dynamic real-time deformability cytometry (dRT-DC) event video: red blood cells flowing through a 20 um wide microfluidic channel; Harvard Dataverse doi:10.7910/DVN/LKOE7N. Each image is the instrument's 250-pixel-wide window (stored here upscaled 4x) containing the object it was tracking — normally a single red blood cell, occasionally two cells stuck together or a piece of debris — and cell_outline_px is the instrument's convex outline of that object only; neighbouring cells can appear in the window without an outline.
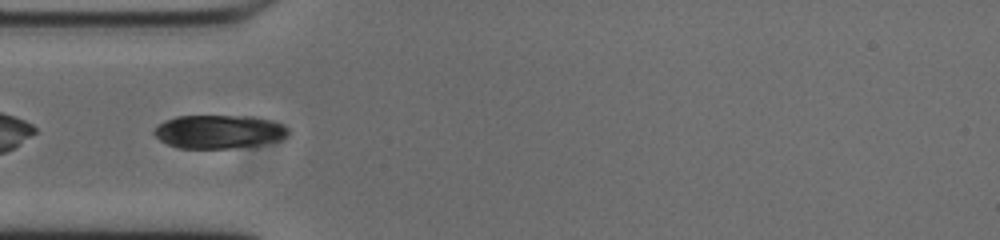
{"species": "common noctule bat (a hibernating species)", "species_latin": "Nyctalus noctula", "temperature_condition": "cold", "stored_images_in_passage": 40, "camera_frame_rate_fps": 3000, "um_per_image_px": 0.085, "animal": {"sex": "male", "body_mass_g": 20.0, "forearm_length_mm": 53.3}, "frame": {"image": 1, "passage_image": 2, "time_ms": 0.333, "image_size_px": [1000, 240], "cell_outline_px": [[288, 132], [280, 140], [256, 144], [228, 148], [176, 148], [160, 140], [152, 132], [164, 120], [176, 116], [252, 116], [272, 120], [288, 128]], "centroid_in_image_um": [18.56, 11.18], "position_along_channel_um": 66.4, "area_um2": 25.89}}
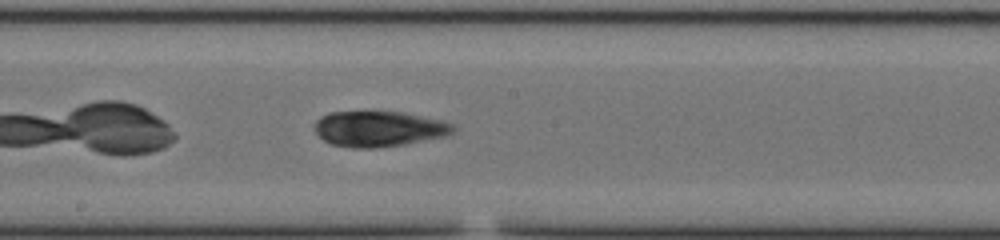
{"frame": {"image": 2, "passage_image": 14, "time_ms": 4.333, "image_size_px": [1000, 240], "cell_outline_px": [[456, 128], [452, 132], [444, 136], [404, 144], [376, 148], [352, 148], [332, 144], [324, 140], [316, 132], [316, 120], [320, 116], [328, 112], [404, 112], [440, 120], [452, 124]], "centroid_in_image_um": [32.18, 10.95], "position_along_channel_um": 216.0, "area_um2": 28.44}}
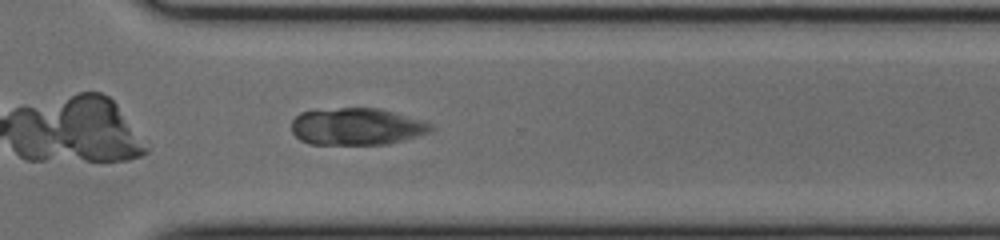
{"frame": {"image": 3, "passage_image": 24, "time_ms": 7.667, "image_size_px": [1000, 240], "cell_outline_px": [[436, 128], [428, 132], [416, 136], [388, 144], [308, 144], [300, 140], [292, 132], [292, 120], [300, 112], [340, 108], [380, 108], [420, 120], [432, 124]], "centroid_in_image_um": [30.3, 10.76], "position_along_channel_um": 340.3, "area_um2": 29.88}, "authors_computed_cell_mechanics": {"area_um2": 28.9, "velocity_mm_per_s": 3.7236, "shape_relaxation_time_tau1_ms": 4.4241, "shape_relaxation_time_tau2_ms": null, "deformation_change_tau1": 0.0277, "deformation_change_tau2": null}}